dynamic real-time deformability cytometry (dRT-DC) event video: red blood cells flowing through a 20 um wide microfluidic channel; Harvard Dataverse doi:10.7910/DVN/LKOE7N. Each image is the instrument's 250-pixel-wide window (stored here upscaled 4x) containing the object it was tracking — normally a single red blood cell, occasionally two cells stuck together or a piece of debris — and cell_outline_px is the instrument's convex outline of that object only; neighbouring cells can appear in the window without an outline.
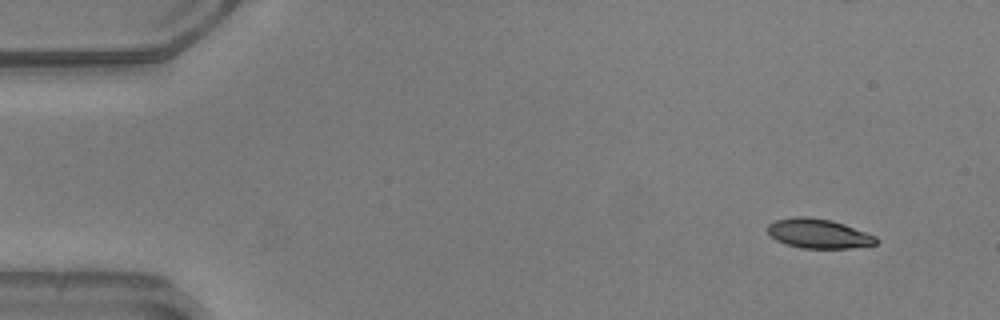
{"species": "common noctule bat (a hibernating species)", "species_latin": "Nyctalus noctula", "temperature_condition": "warm", "stored_images_in_passage": 49, "camera_frame_rate_fps": 3000, "um_per_image_px": 0.085, "animal": {"sex": "male", "body_mass_g": 20.5, "forearm_length_mm": 52.5}, "frame": {"image": 1, "passage_image": 1, "time_ms": 0.0, "image_size_px": [1000, 320], "cell_outline_px": [[880, 240], [876, 244], [848, 248], [800, 248], [784, 244], [776, 240], [768, 232], [768, 224], [776, 220], [792, 216], [808, 216], [832, 220], [844, 224], [876, 236]], "centroid_in_image_um": [69.56, 19.85], "position_along_channel_um": 15.4, "area_um2": 18.73}}
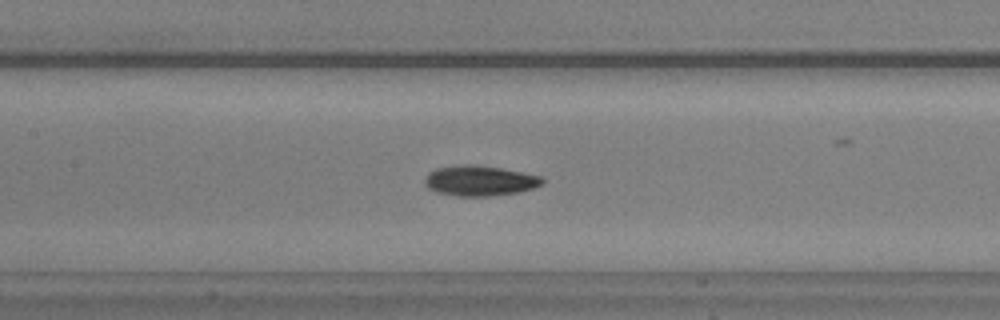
{"frame": {"image": 2, "passage_image": 21, "time_ms": 6.667, "image_size_px": [1000, 320], "cell_outline_px": [[544, 184], [532, 188], [516, 192], [488, 196], [456, 196], [436, 192], [428, 188], [424, 184], [424, 180], [428, 172], [436, 168], [456, 164], [476, 164], [524, 172], [544, 176]], "centroid_in_image_um": [40.76, 15.34], "position_along_channel_um": 166.6, "area_um2": 21.04}}
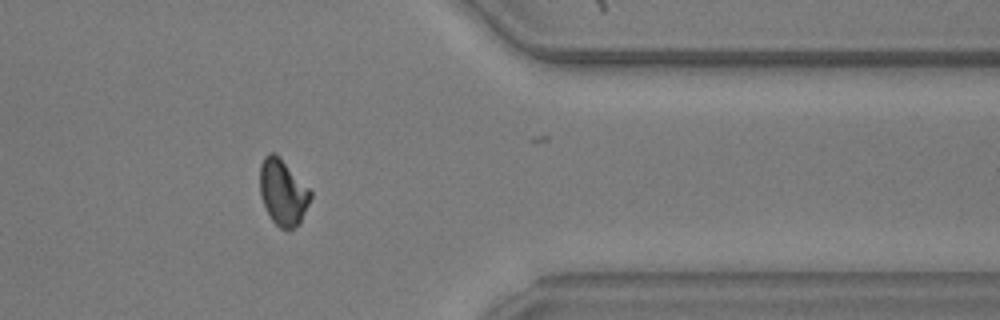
{"frame": {"image": 3, "passage_image": 39, "time_ms": 12.667, "image_size_px": [1000, 320], "cell_outline_px": [[312, 196], [300, 224], [288, 232], [280, 228], [272, 220], [260, 196], [260, 164], [264, 156], [268, 152], [272, 152], [312, 192]], "centroid_in_image_um": [24.04, 16.42], "position_along_channel_um": 387.4, "area_um2": 19.07}, "authors_computed_cell_mechanics": {"area_um2": 19.4208, "velocity_mm_per_s": 3.9367, "shape_relaxation_time_tau1_ms": 3.677, "shape_relaxation_time_tau2_ms": 2.352, "deformation_change_tau1": 0.151, "deformation_change_tau2": 0.0804}}